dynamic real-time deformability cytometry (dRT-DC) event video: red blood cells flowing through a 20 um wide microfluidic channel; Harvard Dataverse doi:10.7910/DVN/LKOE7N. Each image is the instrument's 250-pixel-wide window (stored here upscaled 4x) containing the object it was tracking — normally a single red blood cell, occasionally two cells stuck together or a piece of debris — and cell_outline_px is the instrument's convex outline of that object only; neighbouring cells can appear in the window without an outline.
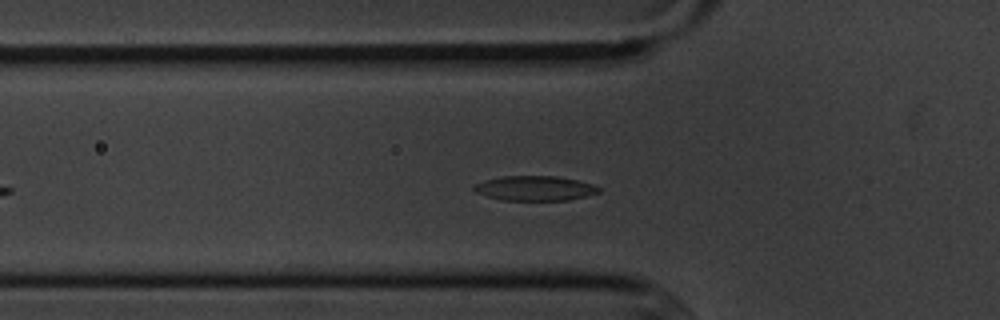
{"species": "common noctule bat (a hibernating species)", "species_latin": "Nyctalus noctula", "temperature_condition": "cold", "stored_images_in_passage": 39, "camera_frame_rate_fps": 3000, "um_per_image_px": 0.085, "animal": {"sex": "male", "body_mass_g": 20.1, "forearm_length_mm": 53.5}, "frame": {"image": 1, "passage_image": 11, "time_ms": 3.333, "image_size_px": [1000, 320], "cell_outline_px": [[600, 192], [568, 200], [500, 200], [476, 192], [472, 188], [472, 184], [484, 180], [504, 176], [556, 176], [576, 180], [592, 184], [600, 188]], "centroid_in_image_um": [45.42, 16.0], "position_along_channel_um": 80.4, "area_um2": 17.92}}
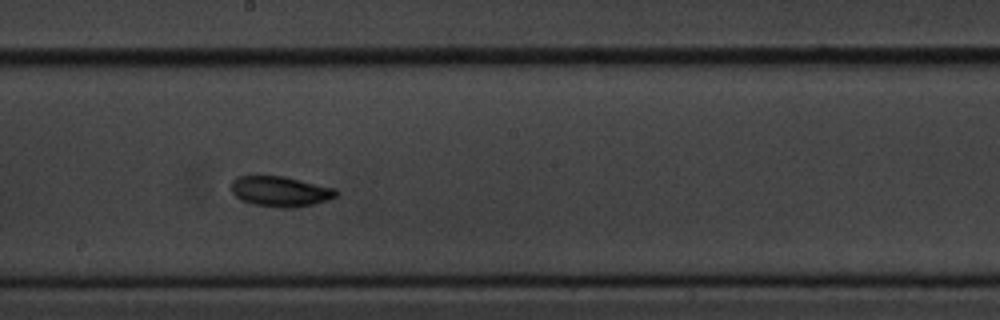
{"frame": {"image": 2, "passage_image": 23, "time_ms": 7.333, "image_size_px": [1000, 320], "cell_outline_px": [[340, 192], [336, 196], [328, 200], [296, 208], [280, 208], [252, 204], [240, 200], [232, 192], [232, 180], [236, 176], [256, 172], [284, 176], [336, 188]], "centroid_in_image_um": [23.78, 16.22], "position_along_channel_um": 224.4, "area_um2": 19.42}}
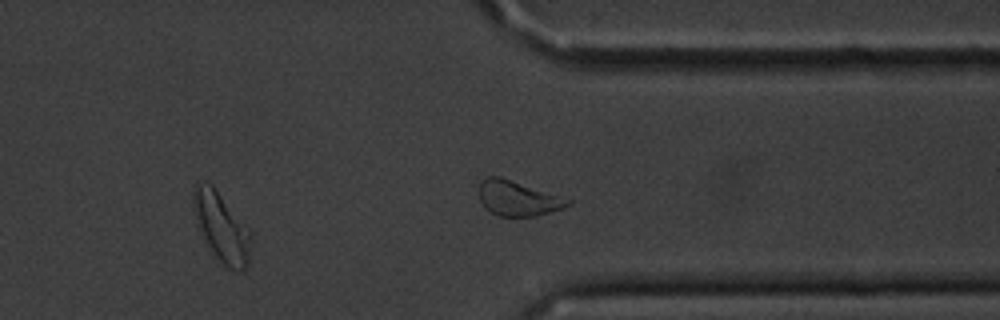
{"frame": {"image": 3, "passage_image": 35, "time_ms": 11.333, "image_size_px": [1000, 320], "cell_outline_px": [[252, 240], [248, 264], [244, 268], [236, 272], [220, 268], [212, 256], [196, 224], [192, 204], [192, 192], [196, 180], [212, 184], [252, 232]], "centroid_in_image_um": [18.8, 19.38], "position_along_channel_um": 392.6, "area_um2": 24.33}, "authors_computed_cell_mechanics": {"area_um2": 17.9758, "velocity_mm_per_s": 3.5877, "shape_relaxation_time_tau1_ms": 2.3052, "shape_relaxation_time_tau2_ms": 11.1849, "deformation_change_tau1": 0.0872, "deformation_change_tau2": 0.1745}}